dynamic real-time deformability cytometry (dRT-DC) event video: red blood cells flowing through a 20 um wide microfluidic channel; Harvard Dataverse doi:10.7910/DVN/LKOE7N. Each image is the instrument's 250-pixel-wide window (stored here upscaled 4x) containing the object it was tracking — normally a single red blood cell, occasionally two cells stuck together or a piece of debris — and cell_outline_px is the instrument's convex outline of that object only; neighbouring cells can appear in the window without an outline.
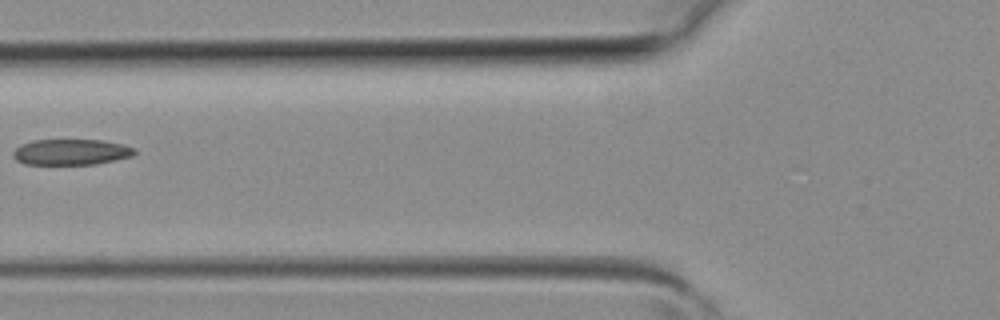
{"species": "common noctule bat (a hibernating species)", "species_latin": "Nyctalus noctula", "temperature_condition": "room temperature", "stored_images_in_passage": 4, "camera_frame_rate_fps": 3000, "um_per_image_px": 0.085, "animal": {"sex": "female", "body_mass_g": 19.3, "forearm_length_mm": 54.1}, "frame": {"image": 1, "passage_image": 4, "time_ms": 1.0, "image_size_px": [1000, 320], "cell_outline_px": [[136, 152], [132, 156], [96, 164], [24, 164], [16, 160], [12, 156], [12, 152], [20, 144], [32, 140], [100, 140], [120, 144], [136, 148]], "centroid_in_image_um": [6.0, 12.92], "position_along_channel_um": 119.8, "area_um2": 18.26}}